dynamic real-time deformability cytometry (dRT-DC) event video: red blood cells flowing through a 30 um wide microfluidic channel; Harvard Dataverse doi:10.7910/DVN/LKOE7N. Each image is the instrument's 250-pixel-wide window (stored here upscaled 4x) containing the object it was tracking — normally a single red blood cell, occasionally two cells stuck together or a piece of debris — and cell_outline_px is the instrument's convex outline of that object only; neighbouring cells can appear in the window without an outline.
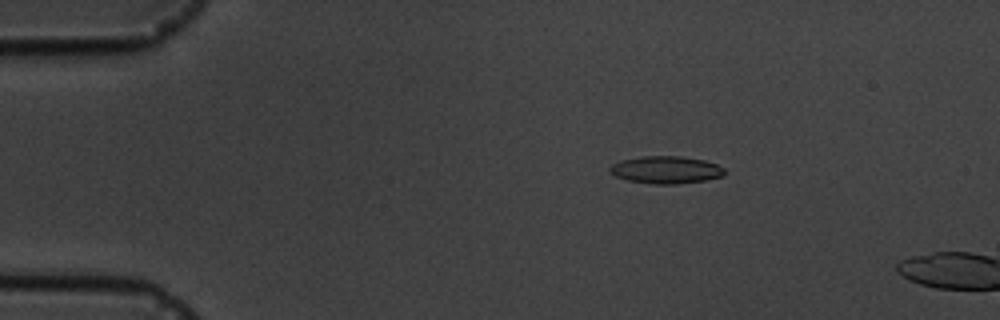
{"species": "common noctule bat (a hibernating species)", "species_latin": "Nyctalus noctula", "temperature_condition": "cold", "stored_images_in_passage": 7, "camera_frame_rate_fps": 3000, "um_per_image_px": 0.085, "animal": {"sex": "male", "body_mass_g": 19.5, "forearm_length_mm": 54.6}, "frame": {"image": 1, "passage_image": 3, "time_ms": 2.0, "image_size_px": [1000, 320], "cell_outline_px": [[724, 176], [704, 180], [676, 184], [652, 184], [628, 180], [616, 176], [608, 172], [608, 168], [612, 164], [620, 160], [640, 156], [680, 156], [704, 160], [716, 164], [724, 168]], "centroid_in_image_um": [56.57, 14.43], "position_along_channel_um": 28.4, "area_um2": 18.38}}
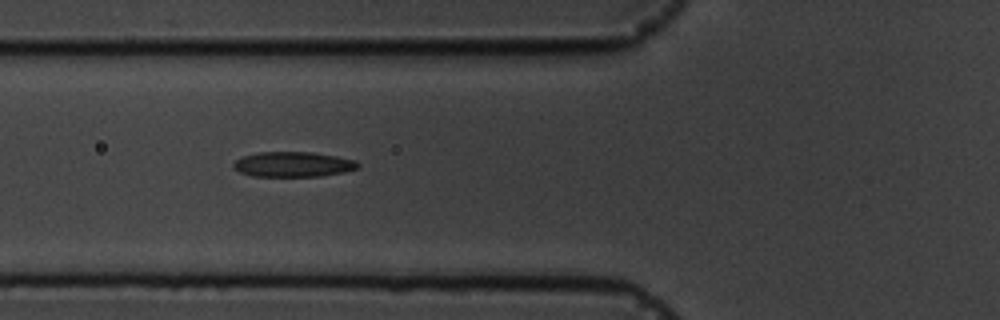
{"frame": {"image": 2, "passage_image": 6, "time_ms": 5.667, "image_size_px": [1000, 320], "cell_outline_px": [[360, 168], [344, 172], [320, 176], [252, 176], [240, 172], [232, 168], [232, 164], [236, 160], [244, 156], [256, 152], [312, 152], [336, 156], [356, 160], [360, 164]], "centroid_in_image_um": [24.92, 13.97], "position_along_channel_um": 100.9, "area_um2": 18.32}}
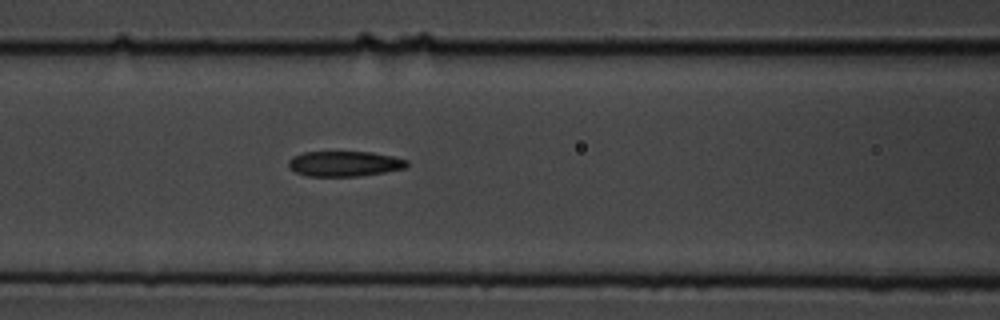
{"frame": {"image": 3, "passage_image": 7, "time_ms": 6.667, "image_size_px": [1000, 320], "cell_outline_px": [[408, 164], [404, 168], [384, 172], [360, 176], [308, 176], [296, 172], [288, 164], [288, 160], [292, 156], [304, 152], [372, 152], [392, 156], [408, 160]], "centroid_in_image_um": [29.28, 13.91], "position_along_channel_um": 137.3, "area_um2": 17.34}}